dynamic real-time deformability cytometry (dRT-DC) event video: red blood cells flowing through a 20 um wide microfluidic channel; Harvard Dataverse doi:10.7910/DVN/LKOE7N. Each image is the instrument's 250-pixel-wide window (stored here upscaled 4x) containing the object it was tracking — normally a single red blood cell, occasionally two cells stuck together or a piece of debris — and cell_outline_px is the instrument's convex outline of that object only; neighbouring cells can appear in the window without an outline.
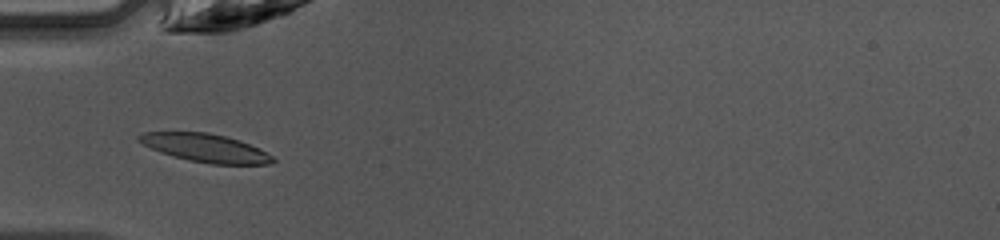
{"species": "common noctule bat (a hibernating species)", "species_latin": "Nyctalus noctula", "temperature_condition": "warm", "stored_images_in_passage": 24, "camera_frame_rate_fps": 3000, "um_per_image_px": 0.085, "animal": {"sex": "female", "body_mass_g": 10.0, "forearm_length_mm": 53.1}, "frame": {"image": 1, "passage_image": 4, "time_ms": 1.0, "image_size_px": [1000, 240], "cell_outline_px": [[276, 160], [268, 164], [208, 164], [160, 152], [136, 140], [136, 136], [144, 132], [208, 132], [228, 136], [240, 140], [260, 148], [272, 156]], "centroid_in_image_um": [17.49, 12.56], "position_along_channel_um": 67.5, "area_um2": 21.91}}
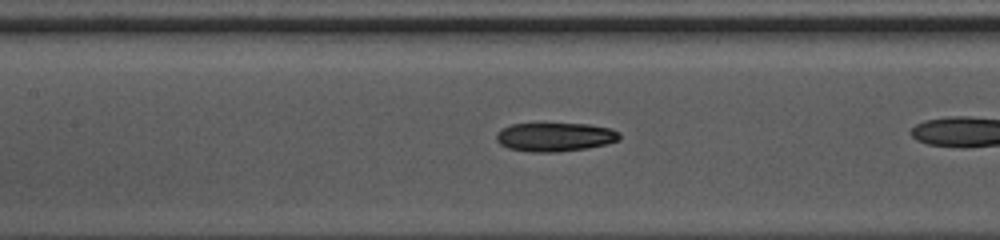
{"frame": {"image": 2, "passage_image": 8, "time_ms": 2.333, "image_size_px": [1000, 240], "cell_outline_px": [[620, 140], [608, 144], [588, 148], [556, 152], [532, 152], [508, 148], [500, 144], [496, 140], [496, 136], [504, 128], [512, 124], [588, 124], [612, 128], [620, 132]], "centroid_in_image_um": [47.24, 11.65], "position_along_channel_um": 160.2, "area_um2": 20.63}}
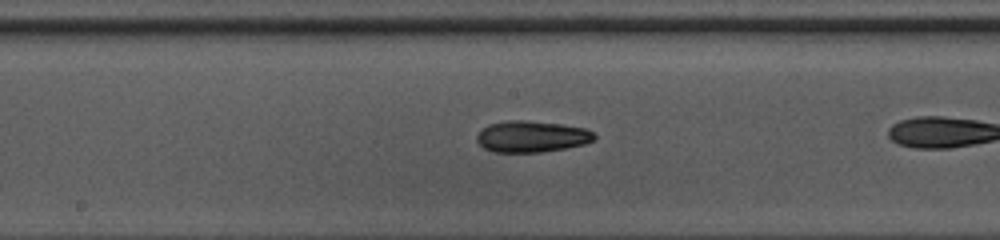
{"frame": {"image": 3, "passage_image": 11, "time_ms": 3.333, "image_size_px": [1000, 240], "cell_outline_px": [[596, 140], [584, 144], [564, 148], [540, 152], [492, 152], [484, 148], [476, 140], [476, 136], [488, 124], [508, 120], [524, 120], [560, 124], [584, 128], [592, 132], [596, 136]], "centroid_in_image_um": [45.18, 11.61], "position_along_channel_um": 203.0, "area_um2": 21.39}}